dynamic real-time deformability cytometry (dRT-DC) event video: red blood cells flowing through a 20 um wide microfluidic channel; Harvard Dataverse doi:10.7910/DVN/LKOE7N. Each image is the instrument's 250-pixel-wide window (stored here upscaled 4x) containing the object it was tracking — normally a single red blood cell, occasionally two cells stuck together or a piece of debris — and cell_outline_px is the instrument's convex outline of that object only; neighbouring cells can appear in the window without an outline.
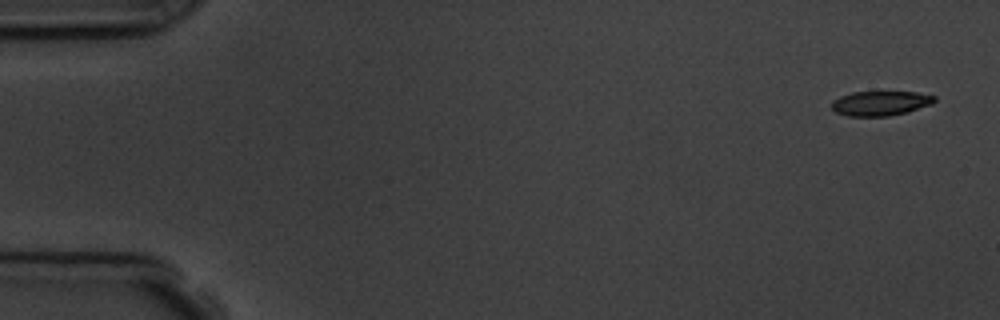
{"species": "common noctule bat (a hibernating species)", "species_latin": "Nyctalus noctula", "temperature_condition": "room temperature", "stored_images_in_passage": 5, "camera_frame_rate_fps": 3000, "um_per_image_px": 0.085, "animal": {"sex": "male", "body_mass_g": 19.5, "forearm_length_mm": 54.6}, "frame": {"image": 1, "passage_image": 1, "time_ms": 0.0, "image_size_px": [1000, 320], "cell_outline_px": [[936, 100], [932, 104], [908, 112], [888, 116], [848, 116], [836, 112], [832, 108], [832, 100], [840, 96], [852, 92], [916, 92], [936, 96]], "centroid_in_image_um": [74.85, 8.78], "position_along_channel_um": 10.2, "area_um2": 14.8}}
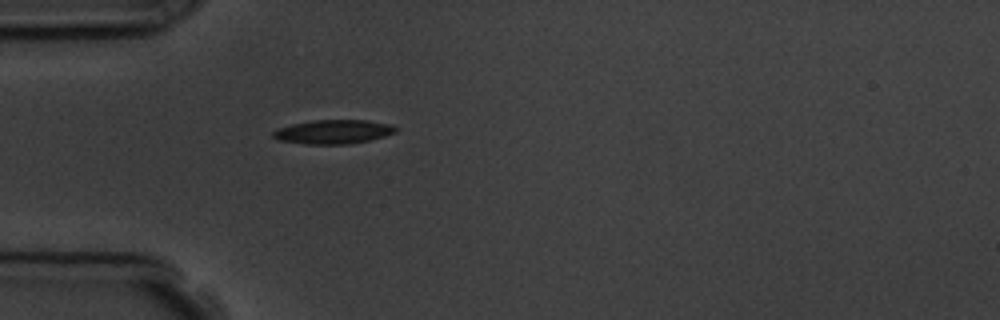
{"frame": {"image": 2, "passage_image": 5, "time_ms": 4.667, "image_size_px": [1000, 320], "cell_outline_px": [[396, 132], [384, 136], [368, 140], [348, 144], [304, 144], [280, 140], [272, 136], [272, 132], [280, 128], [292, 124], [312, 120], [368, 120], [392, 124], [396, 128]], "centroid_in_image_um": [28.35, 11.19], "position_along_channel_um": 56.7, "area_um2": 17.05}}